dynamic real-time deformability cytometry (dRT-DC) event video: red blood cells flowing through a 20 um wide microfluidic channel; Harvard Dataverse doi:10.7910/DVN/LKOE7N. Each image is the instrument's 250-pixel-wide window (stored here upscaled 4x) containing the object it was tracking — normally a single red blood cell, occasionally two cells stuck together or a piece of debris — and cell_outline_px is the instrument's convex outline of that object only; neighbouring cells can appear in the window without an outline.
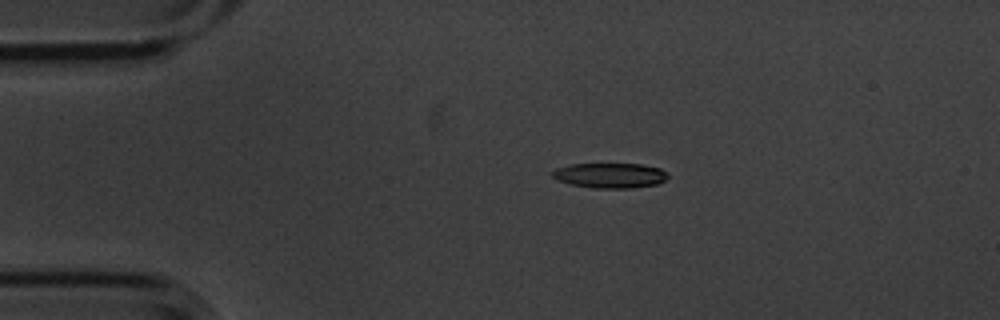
{"species": "common noctule bat (a hibernating species)", "species_latin": "Nyctalus noctula", "temperature_condition": "cold", "stored_images_in_passage": 4, "camera_frame_rate_fps": 3000, "um_per_image_px": 0.085, "animal": {"sex": "male", "body_mass_g": 20.1, "forearm_length_mm": 53.5}, "frame": {"image": 1, "passage_image": 2, "time_ms": 0.333, "image_size_px": [1000, 320], "cell_outline_px": [[668, 176], [664, 180], [656, 184], [632, 188], [592, 188], [568, 184], [556, 180], [552, 176], [552, 172], [556, 168], [572, 164], [640, 164], [660, 168], [668, 172]], "centroid_in_image_um": [51.83, 14.92], "position_along_channel_um": 33.2, "area_um2": 16.94}}
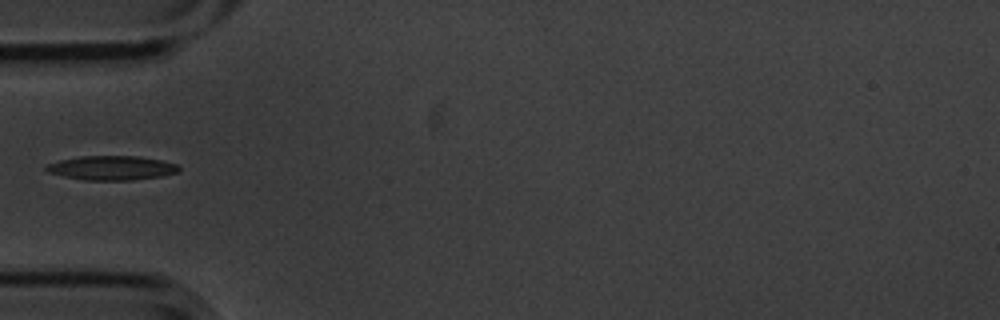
{"frame": {"image": 2, "passage_image": 4, "time_ms": 1.0, "image_size_px": [1000, 320], "cell_outline_px": [[180, 172], [160, 176], [132, 180], [84, 180], [64, 176], [48, 172], [44, 168], [44, 164], [60, 160], [80, 156], [136, 156], [160, 160], [176, 164], [180, 168]], "centroid_in_image_um": [9.46, 14.27], "position_along_channel_um": 75.5, "area_um2": 18.73}}